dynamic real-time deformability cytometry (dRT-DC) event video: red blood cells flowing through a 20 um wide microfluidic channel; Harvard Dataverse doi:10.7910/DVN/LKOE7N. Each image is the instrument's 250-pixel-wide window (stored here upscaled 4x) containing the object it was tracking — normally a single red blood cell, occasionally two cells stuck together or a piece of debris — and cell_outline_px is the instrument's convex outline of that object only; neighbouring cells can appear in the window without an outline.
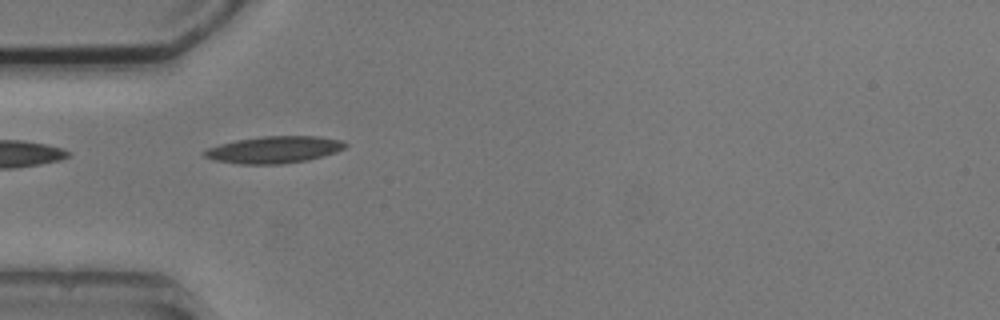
{"species": "common noctule bat (a hibernating species)", "species_latin": "Nyctalus noctula", "temperature_condition": "cold", "stored_images_in_passage": 5, "camera_frame_rate_fps": 3000, "um_per_image_px": 0.085, "animal": {"sex": "male", "body_mass_g": 20.5, "forearm_length_mm": 52.5}, "frame": {"image": 1, "passage_image": 4, "time_ms": 5.0, "image_size_px": [1000, 320], "cell_outline_px": [[348, 144], [344, 148], [336, 152], [324, 156], [308, 160], [280, 164], [240, 164], [216, 160], [204, 156], [200, 152], [208, 148], [220, 144], [236, 140], [264, 136], [320, 136], [344, 140]], "centroid_in_image_um": [23.33, 12.72], "position_along_channel_um": 61.7, "area_um2": 22.2}}